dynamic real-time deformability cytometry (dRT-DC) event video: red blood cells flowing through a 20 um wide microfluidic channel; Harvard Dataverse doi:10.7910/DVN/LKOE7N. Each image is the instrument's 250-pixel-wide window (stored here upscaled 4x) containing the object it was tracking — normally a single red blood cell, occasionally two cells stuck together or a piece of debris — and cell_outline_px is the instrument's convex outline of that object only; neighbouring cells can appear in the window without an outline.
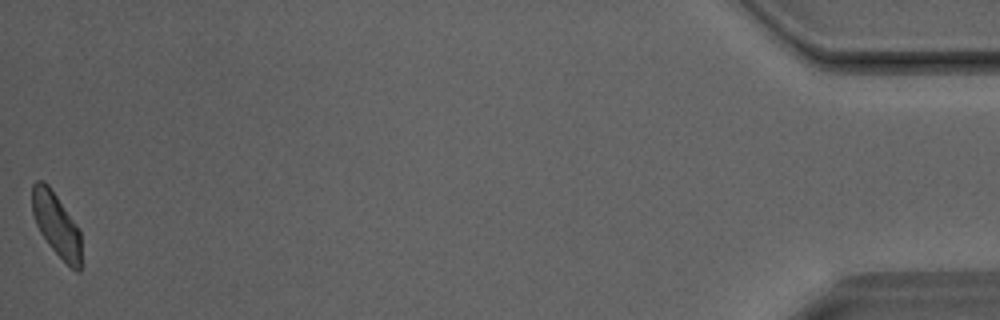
{"species": "Egyptian fruit bat (a non-hibernating species)", "species_latin": "Rousettus aegyptiacus", "temperature_condition": "room temperature", "stored_images_in_passage": 40, "camera_frame_rate_fps": 3000, "um_per_image_px": 0.085, "animal": {"sex": "male"}, "frame": {"image": 1, "passage_image": 40, "time_ms": 13.0, "image_size_px": [1000, 320], "cell_outline_px": [[80, 272], [76, 272], [48, 244], [40, 232], [36, 224], [32, 212], [32, 184], [36, 180], [44, 180], [48, 184], [76, 224], [80, 232]], "centroid_in_image_um": [4.76, 19.05], "position_along_channel_um": 430.4, "area_um2": 17.92}}